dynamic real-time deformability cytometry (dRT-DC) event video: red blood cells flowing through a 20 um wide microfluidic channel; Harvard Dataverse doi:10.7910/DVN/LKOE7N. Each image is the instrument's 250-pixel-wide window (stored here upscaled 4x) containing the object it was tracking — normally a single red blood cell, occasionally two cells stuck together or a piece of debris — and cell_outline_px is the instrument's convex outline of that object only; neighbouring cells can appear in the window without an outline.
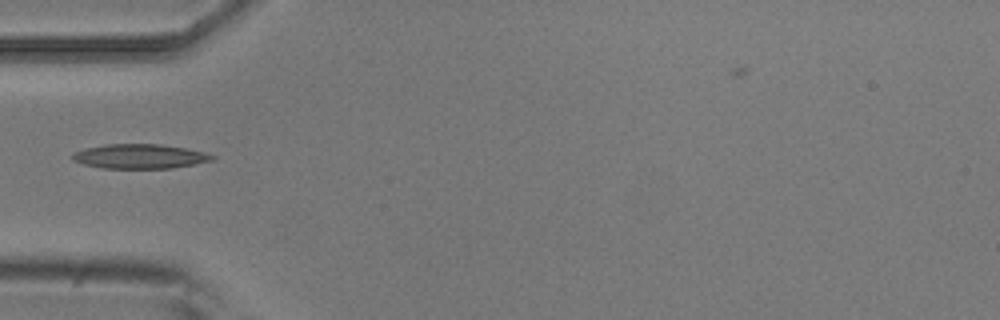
{"species": "common noctule bat (a hibernating species)", "species_latin": "Nyctalus noctula", "temperature_condition": "room temperature", "stored_images_in_passage": 6, "camera_frame_rate_fps": 3000, "um_per_image_px": 0.085, "animal": {"sex": "male", "body_mass_g": 20.5, "forearm_length_mm": 52.5}, "frame": {"image": 1, "passage_image": 5, "time_ms": 1.333, "image_size_px": [1000, 320], "cell_outline_px": [[216, 160], [196, 164], [172, 168], [100, 168], [84, 164], [72, 160], [72, 156], [76, 152], [84, 148], [104, 144], [160, 144], [184, 148], [204, 152], [216, 156]], "centroid_in_image_um": [11.91, 13.29], "position_along_channel_um": 73.1, "area_um2": 20.0}}